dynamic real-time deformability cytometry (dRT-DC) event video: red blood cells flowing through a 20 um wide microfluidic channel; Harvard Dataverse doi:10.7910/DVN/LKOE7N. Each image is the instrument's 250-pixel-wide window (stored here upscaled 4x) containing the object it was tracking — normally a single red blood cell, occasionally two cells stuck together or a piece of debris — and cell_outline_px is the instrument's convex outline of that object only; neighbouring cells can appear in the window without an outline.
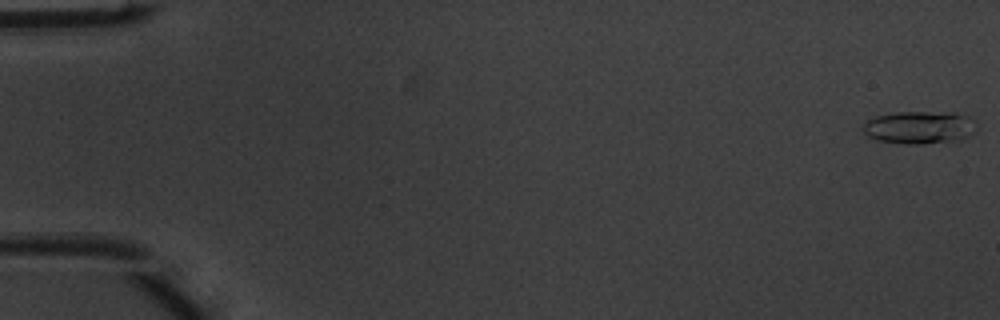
{"species": "common noctule bat (a hibernating species)", "species_latin": "Nyctalus noctula", "temperature_condition": "warm", "stored_images_in_passage": 51, "camera_frame_rate_fps": 3000, "um_per_image_px": 0.085, "animal": {"sex": "male", "body_mass_g": 20.1, "forearm_length_mm": 53.5}, "frame": {"image": 1, "passage_image": 1, "time_ms": 0.0, "image_size_px": [1000, 320], "cell_outline_px": [[976, 132], [960, 140], [924, 144], [908, 144], [876, 140], [868, 136], [864, 132], [864, 124], [868, 120], [876, 116], [896, 112], [952, 112], [972, 116], [976, 124]], "centroid_in_image_um": [78.22, 10.83], "position_along_channel_um": 6.8, "area_um2": 21.91}}
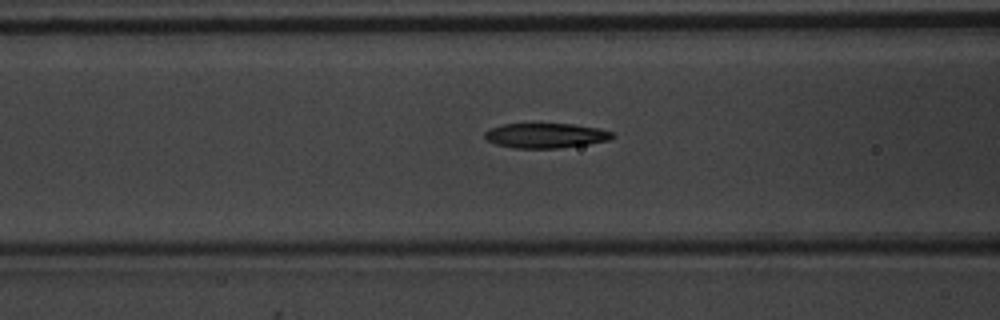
{"frame": {"image": 2, "passage_image": 21, "time_ms": 6.667, "image_size_px": [1000, 320], "cell_outline_px": [[616, 136], [608, 140], [588, 144], [560, 148], [512, 148], [496, 144], [488, 140], [484, 136], [484, 132], [488, 128], [504, 124], [572, 124], [600, 128], [612, 132]], "centroid_in_image_um": [46.38, 11.52], "position_along_channel_um": 120.2, "area_um2": 18.55}}
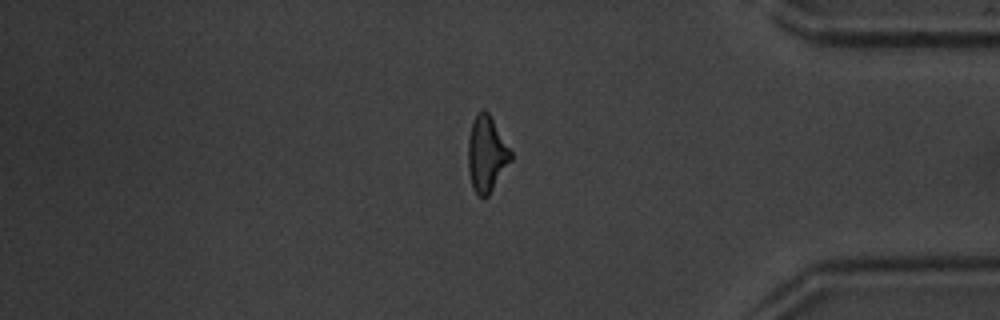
{"frame": {"image": 3, "passage_image": 43, "time_ms": 14.0, "image_size_px": [1000, 320], "cell_outline_px": [[512, 160], [488, 196], [484, 200], [476, 196], [472, 188], [468, 172], [468, 140], [472, 120], [476, 112], [484, 108], [488, 112], [512, 152]], "centroid_in_image_um": [41.34, 13.12], "position_along_channel_um": 393.9, "area_um2": 19.25}, "authors_computed_cell_mechanics": {"area_um2": 18.7272, "velocity_mm_per_s": 4.0476, "shape_relaxation_time_tau1_ms": 4.6396, "shape_relaxation_time_tau2_ms": 2.7926, "deformation_change_tau1": 0.176, "deformation_change_tau2": 0.1239}}